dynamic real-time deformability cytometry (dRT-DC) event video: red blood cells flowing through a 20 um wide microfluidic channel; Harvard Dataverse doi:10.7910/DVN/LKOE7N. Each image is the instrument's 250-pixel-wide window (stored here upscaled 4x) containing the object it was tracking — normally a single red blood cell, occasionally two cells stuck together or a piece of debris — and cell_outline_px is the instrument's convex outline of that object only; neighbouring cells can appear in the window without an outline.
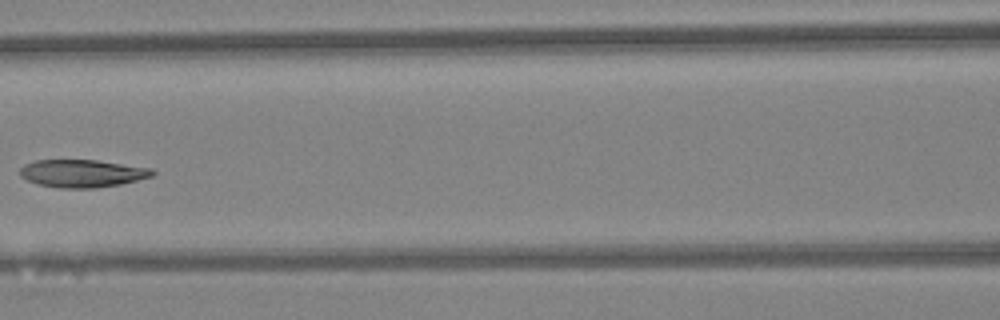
{"species": "Egyptian fruit bat (a non-hibernating species)", "species_latin": "Rousettus aegyptiacus", "temperature_condition": "warm", "stored_images_in_passage": 6, "camera_frame_rate_fps": 3000, "um_per_image_px": 0.085, "animal": {"sex": "female"}, "frame": {"image": 1, "passage_image": 6, "time_ms": 1.667, "image_size_px": [1000, 320], "cell_outline_px": [[156, 172], [152, 176], [120, 184], [96, 188], [60, 188], [36, 184], [20, 176], [20, 168], [24, 164], [36, 160], [96, 160], [152, 168]], "centroid_in_image_um": [6.97, 14.74], "position_along_channel_um": 159.6, "area_um2": 21.39}}